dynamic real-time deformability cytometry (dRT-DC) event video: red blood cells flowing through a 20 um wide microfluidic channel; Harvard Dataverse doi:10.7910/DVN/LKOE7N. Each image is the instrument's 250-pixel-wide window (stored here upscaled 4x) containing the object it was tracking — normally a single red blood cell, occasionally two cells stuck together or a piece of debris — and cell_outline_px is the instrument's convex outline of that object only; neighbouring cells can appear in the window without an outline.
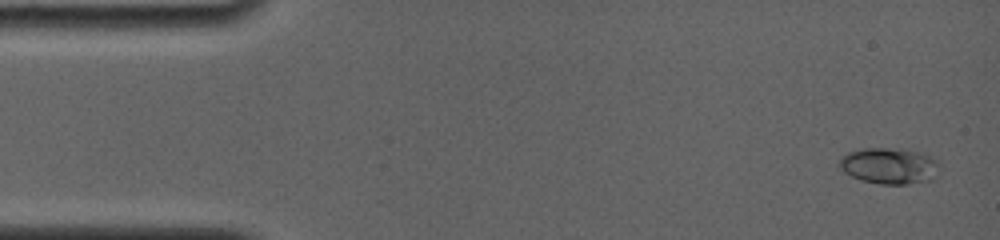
{"species": "common noctule bat (a hibernating species)", "species_latin": "Nyctalus noctula", "temperature_condition": "room temperature", "stored_images_in_passage": 9, "camera_frame_rate_fps": 4000, "um_per_image_px": 0.085, "animal": {"sex": "female", "body_mass_g": 19.0, "forearm_length_mm": 56.7}, "frame": {"image": 1, "passage_image": 1, "time_ms": 0.0, "image_size_px": [1000, 240], "cell_outline_px": [[940, 160], [932, 180], [908, 184], [880, 184], [860, 180], [844, 172], [836, 164], [848, 152], [864, 148], [884, 148], [920, 152]], "centroid_in_image_um": [75.57, 14.11], "position_along_channel_um": 9.4, "area_um2": 20.98}}
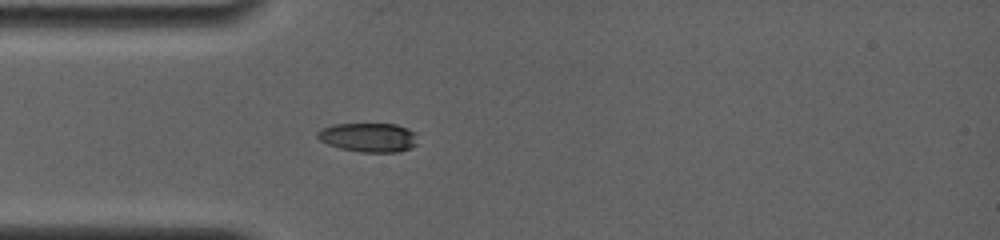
{"frame": {"image": 2, "passage_image": 6, "time_ms": 4.0, "image_size_px": [1000, 240], "cell_outline_px": [[416, 144], [412, 148], [400, 152], [360, 152], [340, 148], [328, 144], [320, 140], [316, 136], [316, 132], [320, 128], [332, 124], [396, 124], [408, 128], [412, 132]], "centroid_in_image_um": [31.27, 11.68], "position_along_channel_um": 53.7, "area_um2": 16.99}}
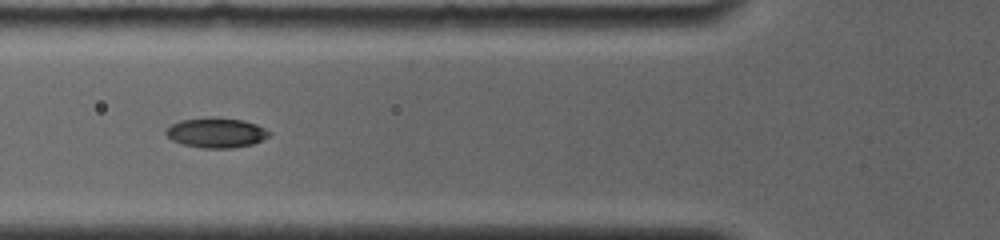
{"frame": {"image": 3, "passage_image": 8, "time_ms": 5.5, "image_size_px": [1000, 240], "cell_outline_px": [[272, 132], [268, 136], [252, 144], [232, 148], [200, 148], [184, 144], [172, 140], [164, 132], [172, 124], [180, 120], [240, 120], [256, 124]], "centroid_in_image_um": [18.38, 11.33], "position_along_channel_um": 107.4, "area_um2": 17.05}}